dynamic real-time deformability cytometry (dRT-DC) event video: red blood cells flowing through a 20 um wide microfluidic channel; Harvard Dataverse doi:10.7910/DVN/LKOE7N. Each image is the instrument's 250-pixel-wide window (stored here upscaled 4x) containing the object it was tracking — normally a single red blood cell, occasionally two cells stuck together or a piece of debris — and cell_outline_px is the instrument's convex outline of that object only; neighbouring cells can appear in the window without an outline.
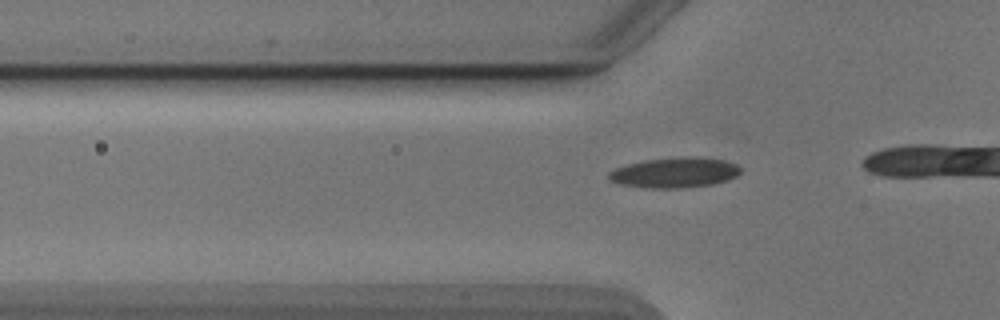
{"species": "Egyptian fruit bat (a non-hibernating species)", "species_latin": "Rousettus aegyptiacus", "temperature_condition": "cold", "stored_images_in_passage": 7, "camera_frame_rate_fps": 3000, "um_per_image_px": 0.085, "animal": {"sex": "male"}, "frame": {"image": 1, "passage_image": 4, "time_ms": 1.0, "image_size_px": [1000, 320], "cell_outline_px": [[740, 172], [736, 176], [728, 180], [712, 184], [684, 188], [644, 188], [620, 184], [608, 180], [608, 172], [616, 168], [628, 164], [648, 160], [724, 160], [736, 164], [740, 168]], "centroid_in_image_um": [57.28, 14.74], "position_along_channel_um": 68.5, "area_um2": 22.02}}